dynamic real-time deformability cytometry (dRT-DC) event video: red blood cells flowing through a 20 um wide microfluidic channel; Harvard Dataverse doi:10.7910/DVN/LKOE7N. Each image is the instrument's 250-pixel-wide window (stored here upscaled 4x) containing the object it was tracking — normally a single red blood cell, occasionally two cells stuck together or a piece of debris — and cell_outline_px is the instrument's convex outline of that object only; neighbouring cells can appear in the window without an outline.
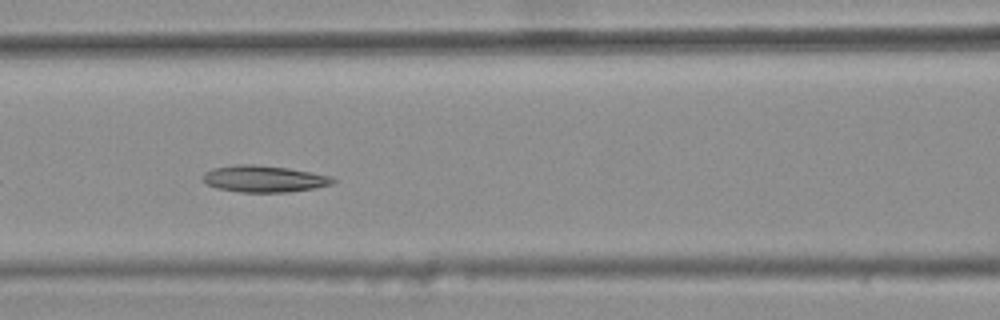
{"species": "common noctule bat (a hibernating species)", "species_latin": "Nyctalus noctula", "temperature_condition": "warm", "stored_images_in_passage": 6, "camera_frame_rate_fps": 3000, "um_per_image_px": 0.085, "animal": {"sex": "female", "body_mass_g": 25.1}, "frame": {"image": 1, "passage_image": 5, "time_ms": 1.333, "image_size_px": [1000, 320], "cell_outline_px": [[336, 180], [332, 184], [316, 188], [288, 192], [240, 192], [216, 188], [200, 180], [200, 176], [204, 172], [212, 168], [236, 164], [256, 164], [288, 168], [332, 176]], "centroid_in_image_um": [22.39, 15.19], "position_along_channel_um": 144.2, "area_um2": 20.46}}
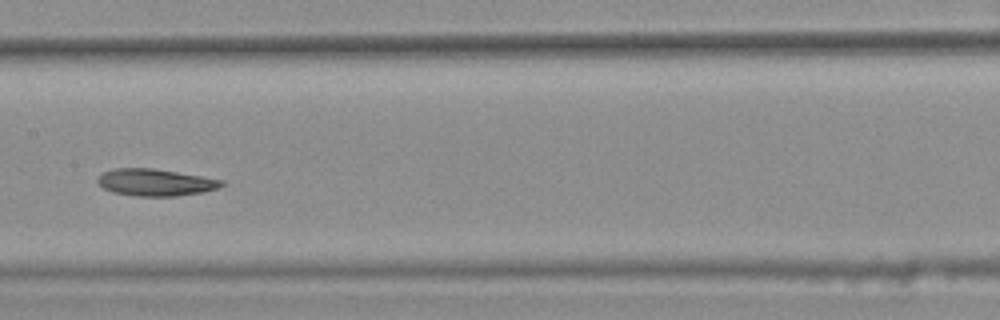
{"frame": {"image": 2, "passage_image": 6, "time_ms": 1.667, "image_size_px": [1000, 320], "cell_outline_px": [[224, 184], [216, 188], [204, 192], [176, 196], [136, 196], [112, 192], [104, 188], [96, 180], [104, 172], [116, 168], [152, 168], [224, 180]], "centroid_in_image_um": [13.21, 15.51], "position_along_channel_um": 194.2, "area_um2": 19.25}}